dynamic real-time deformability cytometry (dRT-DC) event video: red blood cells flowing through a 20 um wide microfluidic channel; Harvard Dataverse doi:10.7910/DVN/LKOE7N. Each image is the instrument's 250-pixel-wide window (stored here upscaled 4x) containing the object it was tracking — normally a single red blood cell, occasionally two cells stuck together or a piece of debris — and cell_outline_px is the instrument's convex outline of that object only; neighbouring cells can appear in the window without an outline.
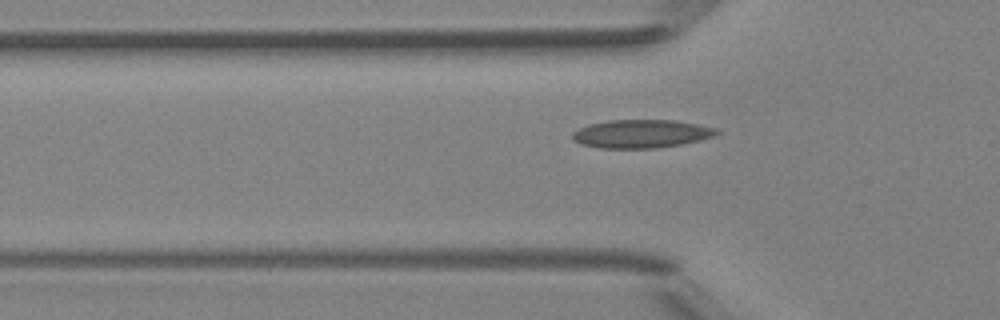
{"species": "Egyptian fruit bat (a non-hibernating species)", "species_latin": "Rousettus aegyptiacus", "temperature_condition": "room temperature", "stored_images_in_passage": 35, "camera_frame_rate_fps": 3000, "um_per_image_px": 0.085, "animal": {"sex": "female"}, "frame": {"image": 1, "passage_image": 9, "time_ms": 2.667, "image_size_px": [1000, 320], "cell_outline_px": [[720, 132], [716, 136], [700, 140], [680, 144], [656, 148], [600, 148], [580, 144], [572, 140], [572, 132], [588, 124], [608, 120], [676, 120], [716, 128]], "centroid_in_image_um": [54.49, 11.37], "position_along_channel_um": 71.3, "area_um2": 23.87}}
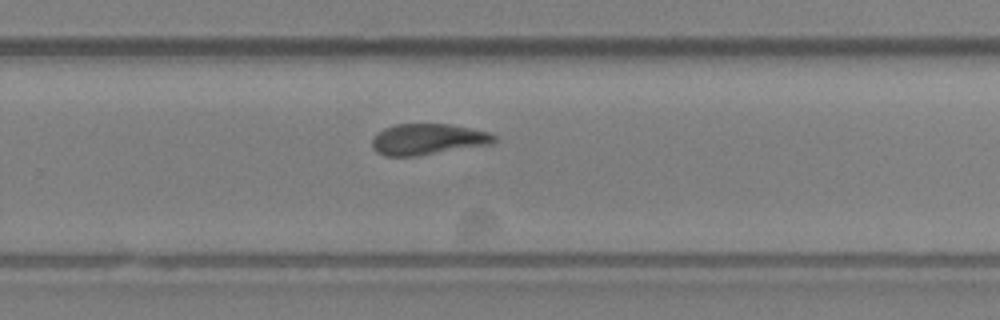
{"frame": {"image": 2, "passage_image": 25, "time_ms": 8.0, "image_size_px": [1000, 320], "cell_outline_px": [[496, 140], [492, 144], [416, 156], [384, 156], [376, 152], [372, 148], [372, 140], [384, 128], [396, 124], [448, 124], [488, 132], [496, 136]], "centroid_in_image_um": [36.35, 11.85], "position_along_channel_um": 293.4, "area_um2": 21.91}}
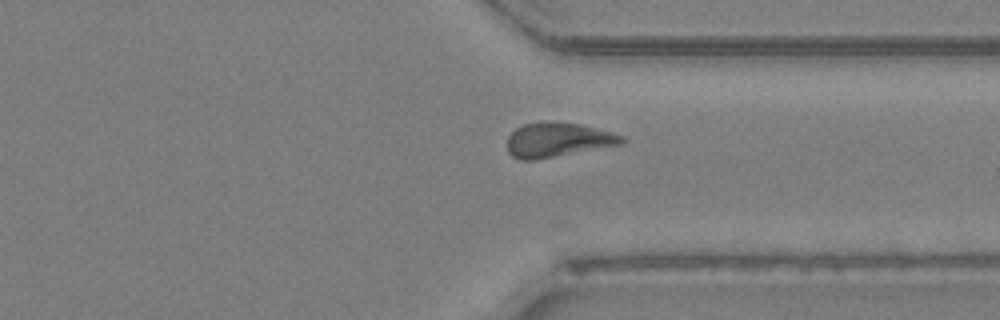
{"frame": {"image": 3, "passage_image": 30, "time_ms": 9.667, "image_size_px": [1000, 320], "cell_outline_px": [[624, 140], [620, 144], [536, 160], [520, 160], [512, 156], [508, 152], [508, 136], [516, 128], [524, 124], [540, 120], [544, 120], [580, 124], [612, 132], [620, 136]], "centroid_in_image_um": [47.34, 11.87], "position_along_channel_um": 364.1, "area_um2": 22.89}}